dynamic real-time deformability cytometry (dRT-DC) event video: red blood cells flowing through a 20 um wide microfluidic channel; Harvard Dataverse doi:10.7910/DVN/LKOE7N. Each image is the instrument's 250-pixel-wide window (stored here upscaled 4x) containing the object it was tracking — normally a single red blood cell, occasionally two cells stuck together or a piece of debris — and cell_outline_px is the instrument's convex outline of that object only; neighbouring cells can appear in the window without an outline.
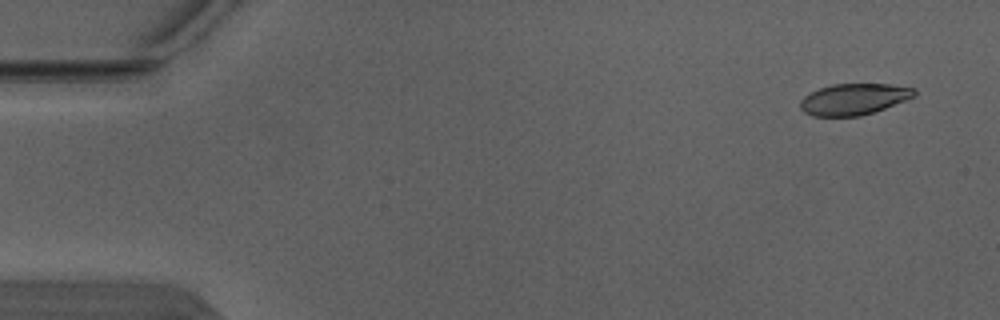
{"species": "Egyptian fruit bat (a non-hibernating species)", "species_latin": "Rousettus aegyptiacus", "temperature_condition": "warm", "stored_images_in_passage": 5, "segment_of_instrument_passage": [1, 2], "camera_frame_rate_fps": 3000, "um_per_image_px": 0.085, "animal": {"sex": "male"}, "frame": {"image": 1, "passage_image": 1, "time_ms": 0.0, "image_size_px": [1000, 320], "cell_outline_px": [[916, 96], [884, 108], [860, 116], [812, 116], [804, 112], [800, 108], [800, 100], [804, 96], [820, 88], [832, 84], [888, 84], [916, 88]], "centroid_in_image_um": [72.57, 8.43], "position_along_channel_um": 12.4, "area_um2": 20.69}}
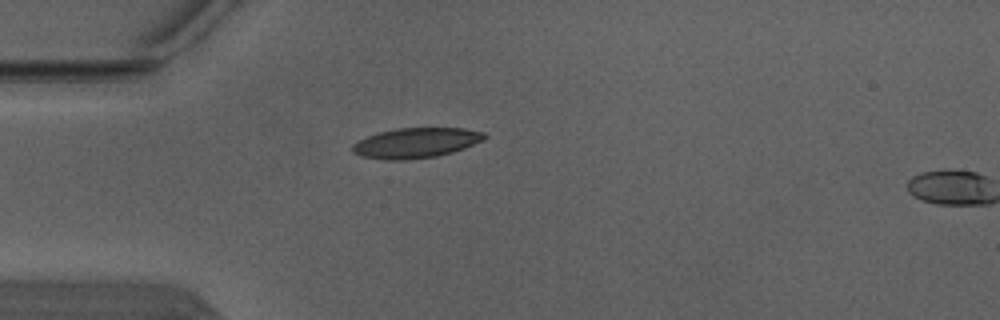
{"frame": {"image": 2, "passage_image": 4, "time_ms": 1.0, "image_size_px": [1000, 320], "cell_outline_px": [[488, 136], [484, 140], [464, 148], [452, 152], [436, 156], [404, 160], [384, 160], [360, 156], [352, 152], [352, 144], [376, 132], [396, 128], [464, 128], [484, 132]], "centroid_in_image_um": [35.34, 12.14], "position_along_channel_um": 49.7, "area_um2": 23.29}}